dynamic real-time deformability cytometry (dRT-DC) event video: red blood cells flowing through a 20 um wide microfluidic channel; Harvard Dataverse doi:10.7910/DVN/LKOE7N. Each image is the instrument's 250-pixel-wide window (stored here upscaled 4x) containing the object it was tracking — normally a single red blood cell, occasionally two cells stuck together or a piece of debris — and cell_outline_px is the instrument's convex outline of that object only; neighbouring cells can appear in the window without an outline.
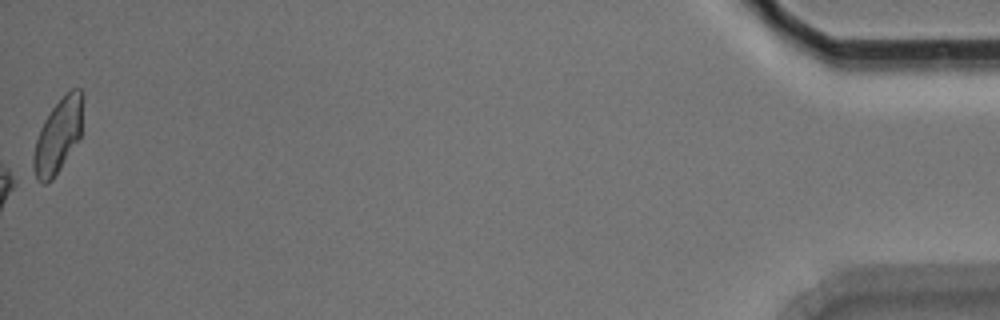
{"species": "Egyptian fruit bat (a non-hibernating species)", "species_latin": "Rousettus aegyptiacus", "temperature_condition": "room temperature", "stored_images_in_passage": 54, "camera_frame_rate_fps": 3000, "um_per_image_px": 0.085, "animal": {"sex": "male"}, "frame": {"image": 1, "passage_image": 54, "time_ms": 17.667, "image_size_px": [1000, 320], "cell_outline_px": [[84, 96], [80, 136], [60, 168], [52, 180], [44, 184], [36, 180], [32, 168], [32, 156], [36, 140], [40, 128], [44, 120], [52, 108], [72, 88], [80, 88], [84, 92]], "centroid_in_image_um": [4.92, 11.54], "position_along_channel_um": 430.3, "area_um2": 21.27}, "authors_computed_cell_mechanics": {"area_um2": 19.5364, "velocity_mm_per_s": 3.7682, "shape_relaxation_time_tau1_ms": 4.6144, "shape_relaxation_time_tau2_ms": null, "deformation_change_tau1": 0.1377, "deformation_change_tau2": null}}